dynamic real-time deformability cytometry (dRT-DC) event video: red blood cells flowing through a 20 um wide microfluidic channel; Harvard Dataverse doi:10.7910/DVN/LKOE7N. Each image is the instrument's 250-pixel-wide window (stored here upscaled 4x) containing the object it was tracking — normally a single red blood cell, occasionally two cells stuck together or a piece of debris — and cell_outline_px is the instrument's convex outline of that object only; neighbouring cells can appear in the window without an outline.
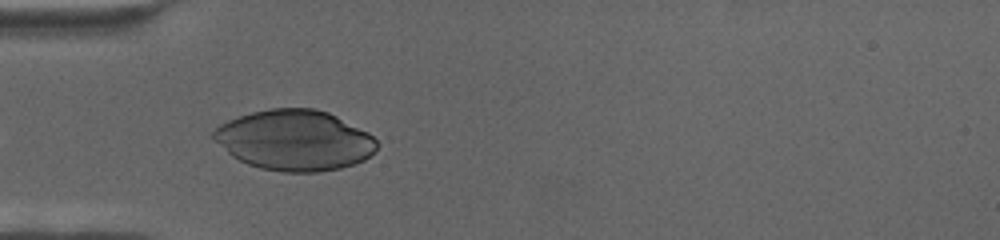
{"species": "human", "species_latin": "Homo sapiens", "temperature_condition": "cold", "stored_images_in_passage": 29, "camera_frame_rate_fps": 3000, "um_per_image_px": 0.085, "donor": {"sex": "female"}, "frame": {"image": 1, "passage_image": 1, "time_ms": 0.0, "image_size_px": [1000, 240], "cell_outline_px": [[380, 144], [364, 160], [340, 168], [316, 172], [284, 172], [260, 168], [248, 164], [232, 156], [212, 136], [212, 132], [220, 124], [228, 120], [252, 112], [272, 108], [316, 108], [328, 112], [368, 132]], "centroid_in_image_um": [25.05, 11.91], "position_along_channel_um": 59.9, "area_um2": 57.16}}
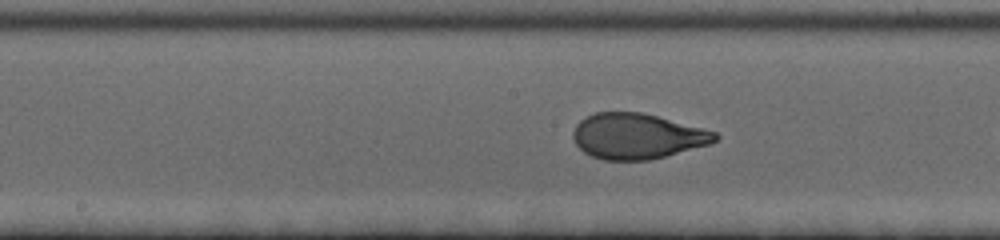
{"frame": {"image": 2, "passage_image": 11, "time_ms": 3.333, "image_size_px": [1000, 240], "cell_outline_px": [[720, 136], [712, 144], [648, 160], [604, 160], [592, 156], [584, 152], [576, 144], [572, 136], [572, 132], [576, 124], [580, 120], [596, 112], [640, 112], [656, 116], [716, 132]], "centroid_in_image_um": [54.14, 11.58], "position_along_channel_um": 194.1, "area_um2": 37.4}}
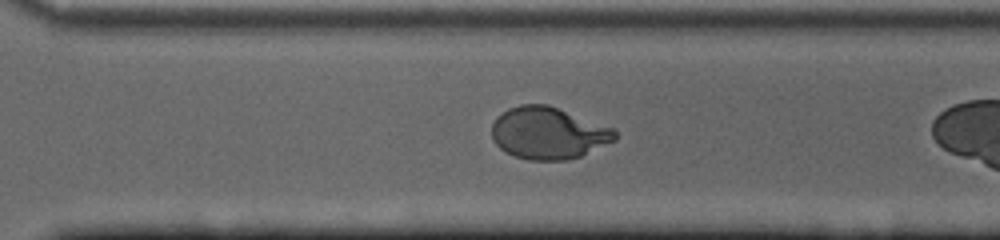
{"frame": {"image": 3, "passage_image": 24, "time_ms": 7.667, "image_size_px": [1000, 240], "cell_outline_px": [[616, 140], [580, 156], [568, 160], [528, 160], [516, 156], [500, 148], [492, 140], [492, 124], [496, 116], [508, 108], [520, 104], [548, 104], [612, 128], [616, 132]], "centroid_in_image_um": [46.57, 11.3], "position_along_channel_um": 324.0, "area_um2": 37.22}}